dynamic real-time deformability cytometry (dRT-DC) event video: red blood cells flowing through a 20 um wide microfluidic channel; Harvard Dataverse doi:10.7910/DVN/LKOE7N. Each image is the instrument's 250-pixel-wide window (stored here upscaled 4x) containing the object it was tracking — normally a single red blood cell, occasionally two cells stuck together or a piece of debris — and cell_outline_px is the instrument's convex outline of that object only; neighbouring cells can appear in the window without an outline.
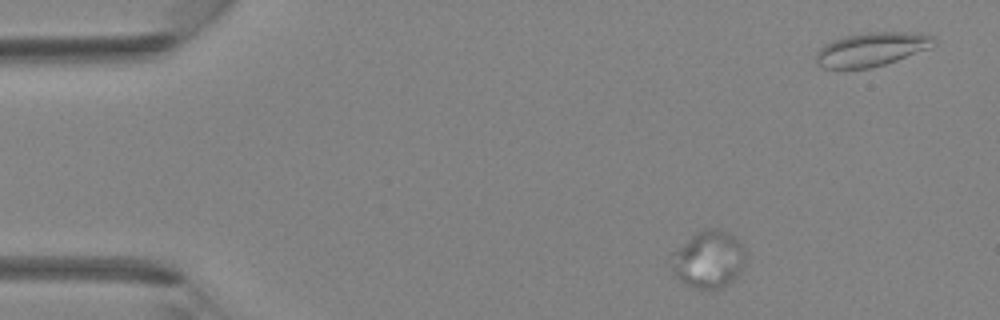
{"species": "Egyptian fruit bat (a non-hibernating species)", "species_latin": "Rousettus aegyptiacus", "temperature_condition": "room temperature", "stored_images_in_passage": 9, "camera_frame_rate_fps": 3000, "um_per_image_px": 0.085, "animal": {"sex": "female"}, "frame": {"image": 1, "passage_image": 2, "time_ms": 0.333, "image_size_px": [1000, 320], "cell_outline_px": [[744, 264], [740, 272], [724, 288], [696, 288], [684, 284], [672, 272], [672, 268], [676, 252], [696, 232], [704, 228], [720, 228], [728, 232], [744, 248]], "centroid_in_image_um": [60.27, 22.05], "position_along_channel_um": 24.7, "area_um2": 24.1}}